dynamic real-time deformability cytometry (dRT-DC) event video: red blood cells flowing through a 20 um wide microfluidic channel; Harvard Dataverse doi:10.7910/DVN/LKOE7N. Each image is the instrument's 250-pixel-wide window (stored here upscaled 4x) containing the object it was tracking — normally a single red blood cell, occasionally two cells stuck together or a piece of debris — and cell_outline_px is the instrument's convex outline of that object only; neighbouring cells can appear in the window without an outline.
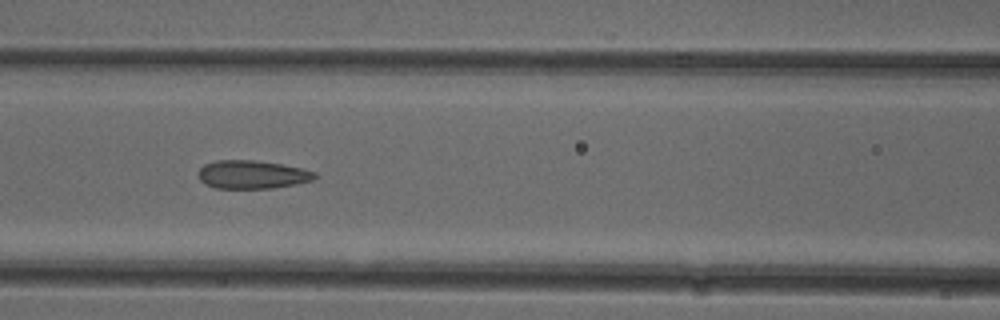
{"species": "common noctule bat (a hibernating species)", "species_latin": "Nyctalus noctula", "temperature_condition": "cold", "stored_images_in_passage": 38, "camera_frame_rate_fps": 3000, "um_per_image_px": 0.085, "animal": {"sex": "female"}, "frame": {"image": 1, "passage_image": 9, "time_ms": 2.667, "image_size_px": [1000, 320], "cell_outline_px": [[316, 176], [312, 180], [296, 184], [272, 188], [216, 188], [204, 184], [200, 180], [196, 172], [204, 164], [216, 160], [256, 160], [280, 164], [300, 168], [316, 172]], "centroid_in_image_um": [21.38, 14.83], "position_along_channel_um": 145.2, "area_um2": 19.25}}
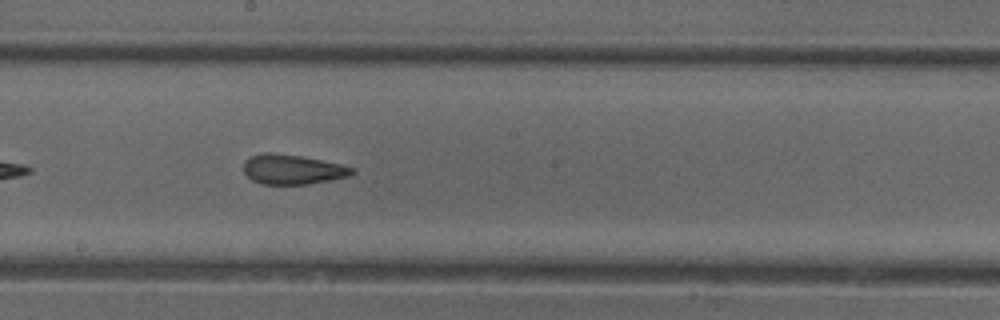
{"frame": {"image": 2, "passage_image": 15, "time_ms": 4.667, "image_size_px": [1000, 320], "cell_outline_px": [[356, 172], [348, 176], [308, 184], [260, 184], [252, 180], [244, 172], [244, 160], [248, 156], [264, 152], [272, 152], [300, 156], [340, 164], [356, 168]], "centroid_in_image_um": [24.83, 14.39], "position_along_channel_um": 223.4, "area_um2": 18.84}}
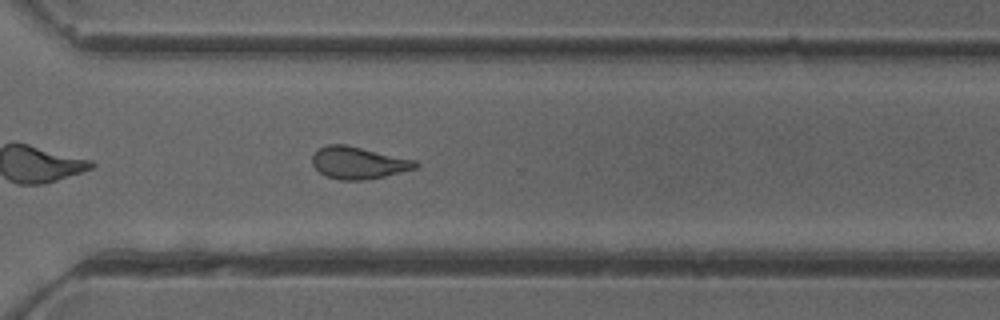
{"frame": {"image": 3, "passage_image": 24, "time_ms": 7.667, "image_size_px": [1000, 320], "cell_outline_px": [[420, 164], [416, 168], [384, 176], [364, 180], [340, 180], [324, 176], [312, 164], [312, 156], [320, 148], [328, 144], [344, 144], [416, 160]], "centroid_in_image_um": [30.45, 13.84], "position_along_channel_um": 340.1, "area_um2": 19.19}, "authors_computed_cell_mechanics": {"area_um2": 19.5075, "velocity_mm_per_s": 3.9116, "shape_relaxation_time_tau1_ms": null, "shape_relaxation_time_tau2_ms": 1.953, "deformation_change_tau1": null, "deformation_change_tau2": 0.0887}}